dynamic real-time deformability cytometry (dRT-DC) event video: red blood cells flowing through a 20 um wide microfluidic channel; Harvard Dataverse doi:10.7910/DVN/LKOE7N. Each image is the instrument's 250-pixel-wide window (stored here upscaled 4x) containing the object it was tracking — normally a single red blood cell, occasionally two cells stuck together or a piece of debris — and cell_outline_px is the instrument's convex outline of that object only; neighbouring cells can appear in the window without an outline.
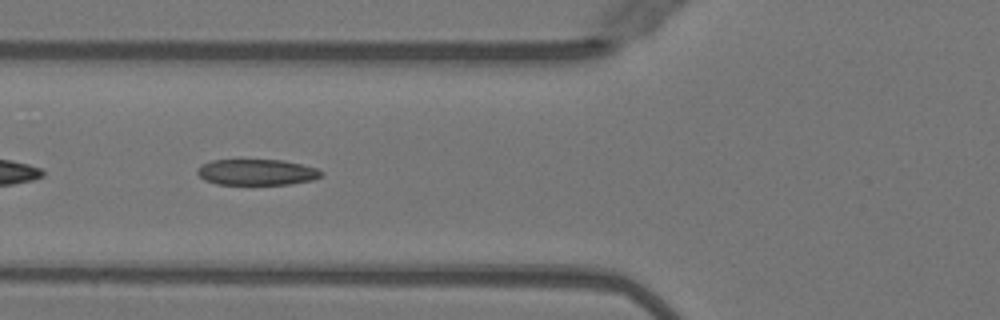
{"species": "Egyptian fruit bat (a non-hibernating species)", "species_latin": "Rousettus aegyptiacus", "temperature_condition": "warm", "stored_images_in_passage": 35, "camera_frame_rate_fps": 3000, "um_per_image_px": 0.085, "animal": {"sex": "female"}, "frame": {"image": 1, "passage_image": 11, "time_ms": 3.333, "image_size_px": [1000, 320], "cell_outline_px": [[324, 172], [320, 176], [312, 180], [288, 184], [216, 184], [204, 180], [196, 172], [196, 168], [200, 164], [212, 160], [284, 160], [316, 168]], "centroid_in_image_um": [21.77, 14.63], "position_along_channel_um": 104.0, "area_um2": 18.73}}
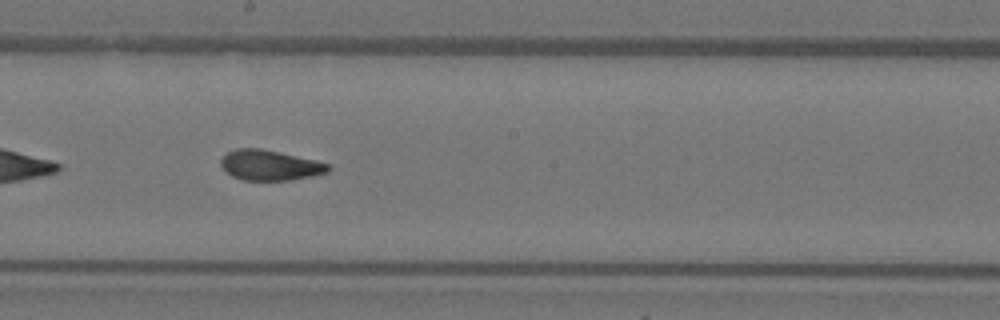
{"frame": {"image": 2, "passage_image": 20, "time_ms": 6.333, "image_size_px": [1000, 320], "cell_outline_px": [[332, 168], [328, 172], [312, 176], [292, 180], [244, 180], [232, 176], [220, 164], [220, 160], [228, 152], [236, 148], [260, 148], [316, 160], [328, 164]], "centroid_in_image_um": [22.96, 14.04], "position_along_channel_um": 225.2, "area_um2": 18.84}, "authors_computed_cell_mechanics": {"area_um2": 19.5364, "velocity_mm_per_s": 4.0343, "shape_relaxation_time_tau1_ms": 7.9952, "shape_relaxation_time_tau2_ms": 1.3865, "deformation_change_tau1": 0.2306, "deformation_change_tau2": 0.0747}}